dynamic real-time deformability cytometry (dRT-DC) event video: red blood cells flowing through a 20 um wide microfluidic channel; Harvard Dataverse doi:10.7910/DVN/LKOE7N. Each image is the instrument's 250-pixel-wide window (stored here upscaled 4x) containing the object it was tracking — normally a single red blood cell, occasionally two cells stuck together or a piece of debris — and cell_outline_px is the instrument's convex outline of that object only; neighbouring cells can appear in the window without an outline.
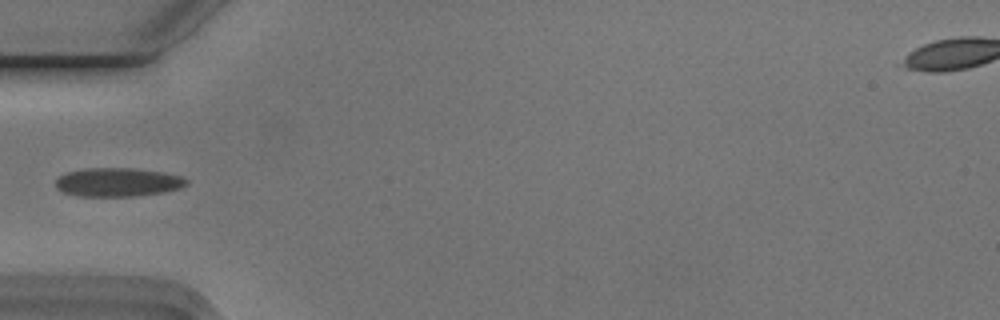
{"species": "Egyptian fruit bat (a non-hibernating species)", "species_latin": "Rousettus aegyptiacus", "temperature_condition": "cold", "stored_images_in_passage": 1, "camera_frame_rate_fps": 3000, "um_per_image_px": 0.085, "animal": {"sex": "male"}, "frame": {"image": 1, "passage_image": 1, "time_ms": 0.0, "image_size_px": [1000, 320], "cell_outline_px": [[188, 184], [180, 188], [164, 192], [136, 196], [76, 196], [64, 192], [56, 188], [56, 180], [60, 176], [68, 172], [88, 168], [132, 168], [164, 172], [180, 176], [188, 180]], "centroid_in_image_um": [10.03, 15.49], "position_along_channel_um": 75.0, "area_um2": 21.85}}